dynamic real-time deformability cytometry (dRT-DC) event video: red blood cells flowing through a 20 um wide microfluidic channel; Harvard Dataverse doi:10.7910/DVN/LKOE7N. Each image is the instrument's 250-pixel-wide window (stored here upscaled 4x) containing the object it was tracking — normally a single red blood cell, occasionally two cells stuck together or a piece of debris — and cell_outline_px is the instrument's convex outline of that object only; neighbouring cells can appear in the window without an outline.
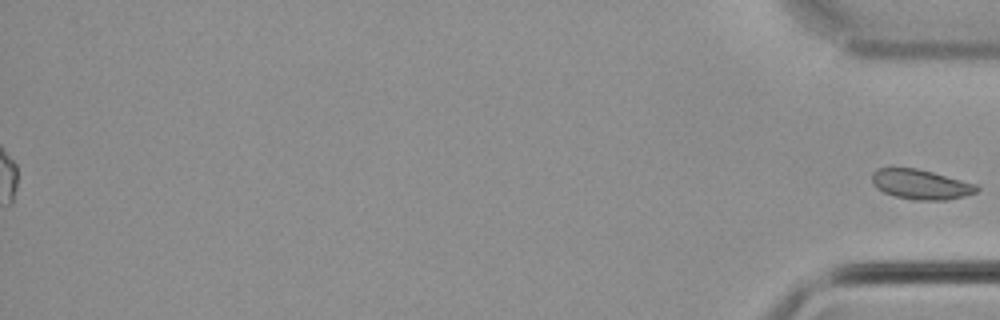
{"species": "common noctule bat (a hibernating species)", "species_latin": "Nyctalus noctula", "temperature_condition": "cold", "stored_images_in_passage": 51, "segment_of_instrument_passage": [2, 2], "camera_frame_rate_fps": 3000, "um_per_image_px": 0.085, "animal": {"sex": "male", "body_mass_g": 21.5, "forearm_length_mm": 52.0}, "frame": {"image": 1, "passage_image": 51, "time_ms": 16.667, "image_size_px": [1000, 320], "cell_outline_px": [[980, 188], [976, 192], [964, 196], [948, 200], [916, 200], [892, 196], [876, 188], [872, 184], [872, 172], [876, 168], [916, 168], [932, 172], [976, 184]], "centroid_in_image_um": [78.23, 15.68], "position_along_channel_um": 357.0, "area_um2": 18.26}}